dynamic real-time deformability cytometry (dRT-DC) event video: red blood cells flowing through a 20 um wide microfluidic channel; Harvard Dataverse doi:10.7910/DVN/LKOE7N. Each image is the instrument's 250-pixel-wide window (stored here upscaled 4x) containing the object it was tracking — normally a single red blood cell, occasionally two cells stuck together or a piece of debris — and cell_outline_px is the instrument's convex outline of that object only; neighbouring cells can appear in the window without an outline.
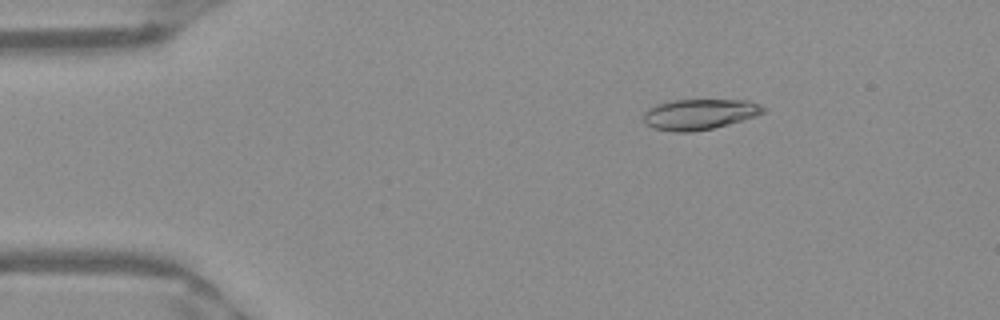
{"species": "Egyptian fruit bat (a non-hibernating species)", "species_latin": "Rousettus aegyptiacus", "temperature_condition": "warm", "stored_images_in_passage": 51, "camera_frame_rate_fps": 3000, "um_per_image_px": 0.085, "frame": {"image": 1, "passage_image": 8, "time_ms": 2.333, "image_size_px": [1000, 320], "cell_outline_px": [[764, 112], [756, 116], [728, 124], [712, 128], [692, 132], [676, 132], [656, 128], [648, 124], [644, 120], [644, 112], [656, 104], [668, 100], [748, 100], [760, 104], [764, 108]], "centroid_in_image_um": [59.47, 9.7], "position_along_channel_um": 25.5, "area_um2": 21.15}}
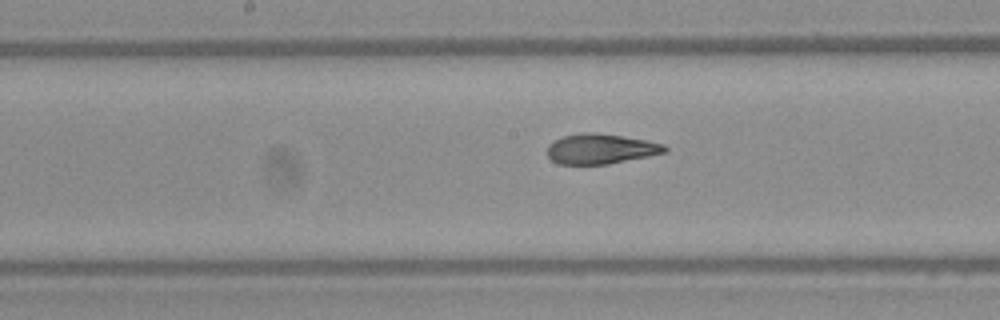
{"frame": {"image": 2, "passage_image": 26, "time_ms": 8.333, "image_size_px": [1000, 320], "cell_outline_px": [[668, 152], [608, 164], [560, 164], [552, 160], [548, 156], [548, 144], [552, 140], [564, 136], [584, 132], [592, 132], [620, 136], [644, 140], [664, 144], [668, 148]], "centroid_in_image_um": [51.05, 12.65], "position_along_channel_um": 197.2, "area_um2": 20.46}}
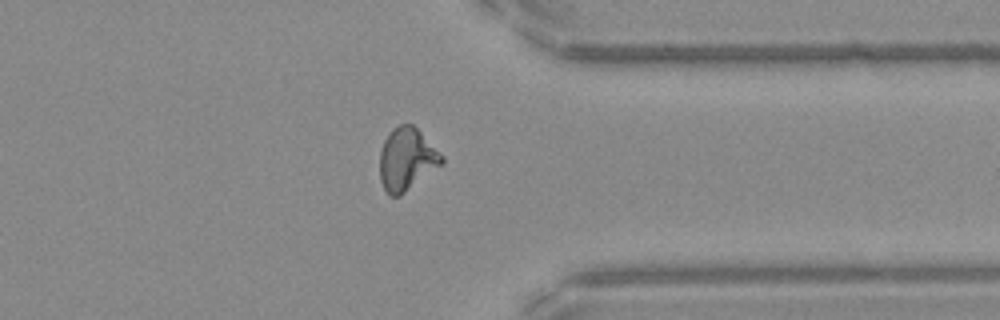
{"frame": {"image": 3, "passage_image": 40, "time_ms": 13.0, "image_size_px": [1000, 320], "cell_outline_px": [[444, 160], [440, 164], [400, 196], [388, 196], [380, 180], [380, 152], [384, 140], [392, 128], [400, 124], [412, 124], [444, 156]], "centroid_in_image_um": [34.53, 13.53], "position_along_channel_um": 376.9, "area_um2": 22.2}, "authors_computed_cell_mechanics": {"area_um2": 21.6172, "velocity_mm_per_s": 3.9702, "shape_relaxation_time_tau1_ms": 8.8226, "shape_relaxation_time_tau2_ms": 1.4023, "deformation_change_tau1": 0.3153, "deformation_change_tau2": 0.0905}}